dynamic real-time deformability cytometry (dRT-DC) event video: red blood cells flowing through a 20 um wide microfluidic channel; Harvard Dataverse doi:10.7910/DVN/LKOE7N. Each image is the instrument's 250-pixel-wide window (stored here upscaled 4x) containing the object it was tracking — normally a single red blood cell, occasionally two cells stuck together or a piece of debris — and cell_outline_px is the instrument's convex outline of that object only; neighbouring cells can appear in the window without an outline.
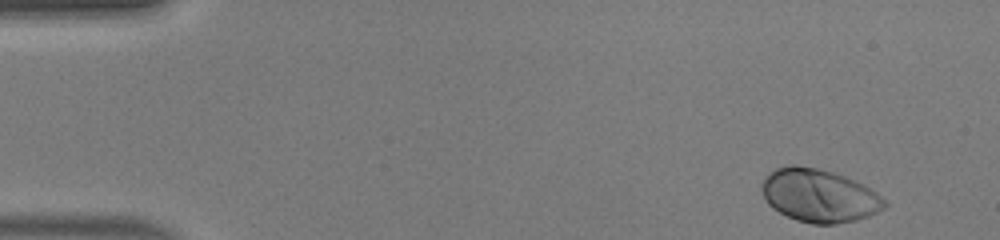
{"species": "human", "species_latin": "Homo sapiens", "temperature_condition": "warm", "stored_images_in_passage": 46, "camera_frame_rate_fps": 3000, "um_per_image_px": 0.085, "donor": {"sex": "male"}, "frame": {"image": 1, "passage_image": 1, "time_ms": 0.0, "image_size_px": [1000, 240], "cell_outline_px": [[888, 204], [884, 208], [868, 216], [856, 220], [836, 224], [812, 224], [796, 220], [772, 208], [768, 204], [760, 188], [760, 184], [768, 172], [776, 168], [792, 164], [816, 168], [832, 172], [844, 176], [864, 184], [888, 200]], "centroid_in_image_um": [69.62, 16.62], "position_along_channel_um": 15.4, "area_um2": 38.21}}
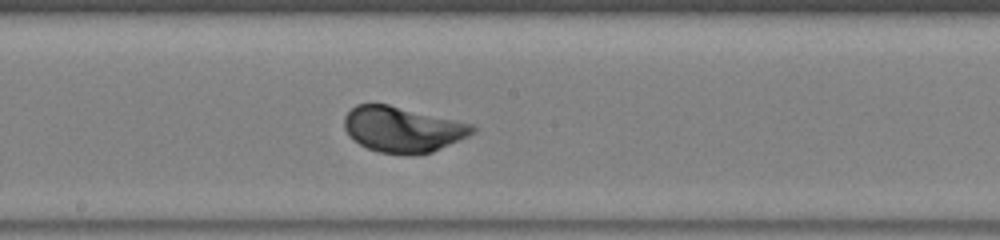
{"frame": {"image": 2, "passage_image": 24, "time_ms": 7.667, "image_size_px": [1000, 240], "cell_outline_px": [[476, 132], [460, 140], [432, 152], [408, 156], [380, 152], [368, 148], [352, 140], [348, 136], [344, 128], [344, 116], [356, 104], [388, 104], [472, 124], [476, 128]], "centroid_in_image_um": [34.2, 11.01], "position_along_channel_um": 214.0, "area_um2": 34.16}}
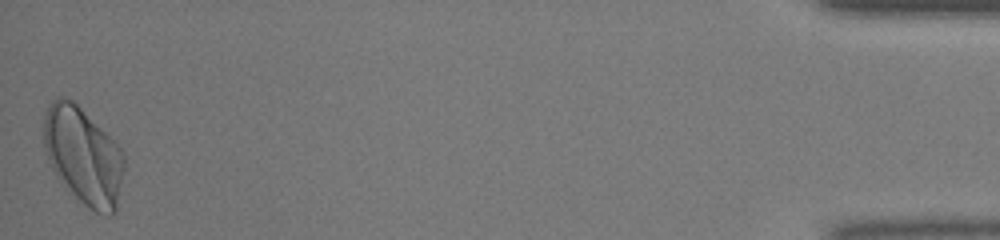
{"frame": {"image": 3, "passage_image": 46, "time_ms": 15.0, "image_size_px": [1000, 240], "cell_outline_px": [[124, 168], [116, 212], [112, 216], [108, 216], [96, 212], [88, 208], [56, 176], [44, 152], [44, 112], [48, 104], [56, 96], [64, 96], [72, 100], [124, 152]], "centroid_in_image_um": [7.06, 13.25], "position_along_channel_um": 428.1, "area_um2": 45.26}, "authors_computed_cell_mechanics": {"area_um2": 34.5933, "velocity_mm_per_s": 4.1814, "shape_relaxation_time_tau1_ms": 1.5077, "shape_relaxation_time_tau2_ms": null, "deformation_change_tau1": 0.1316, "deformation_change_tau2": null}}